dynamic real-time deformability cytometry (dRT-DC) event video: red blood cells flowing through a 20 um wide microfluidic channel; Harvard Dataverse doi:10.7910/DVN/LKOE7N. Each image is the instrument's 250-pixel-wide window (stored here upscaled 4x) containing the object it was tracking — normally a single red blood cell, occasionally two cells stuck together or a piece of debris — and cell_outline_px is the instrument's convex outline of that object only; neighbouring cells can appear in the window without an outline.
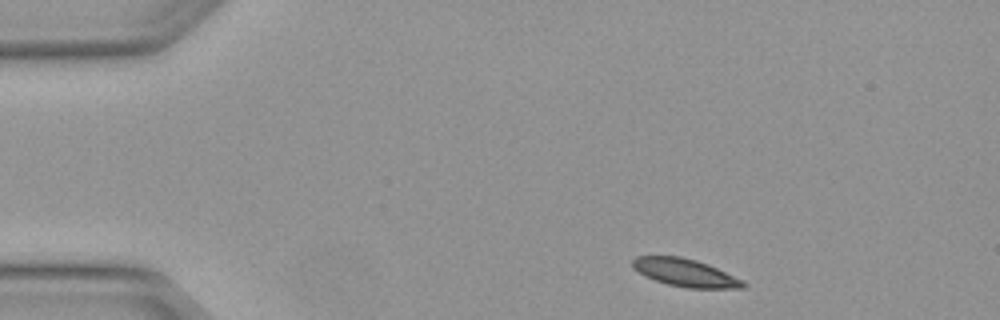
{"species": "Egyptian fruit bat (a non-hibernating species)", "species_latin": "Rousettus aegyptiacus", "temperature_condition": "warm", "stored_images_in_passage": 3, "camera_frame_rate_fps": 3000, "um_per_image_px": 0.085, "animal": {"sex": "female"}, "frame": {"image": 1, "passage_image": 1, "time_ms": 0.0, "image_size_px": [1000, 320], "cell_outline_px": [[748, 284], [744, 288], [684, 288], [668, 284], [644, 276], [632, 268], [632, 260], [636, 256], [680, 256], [696, 260], [708, 264], [744, 280]], "centroid_in_image_um": [58.25, 23.18], "position_along_channel_um": 26.7, "area_um2": 18.03}}
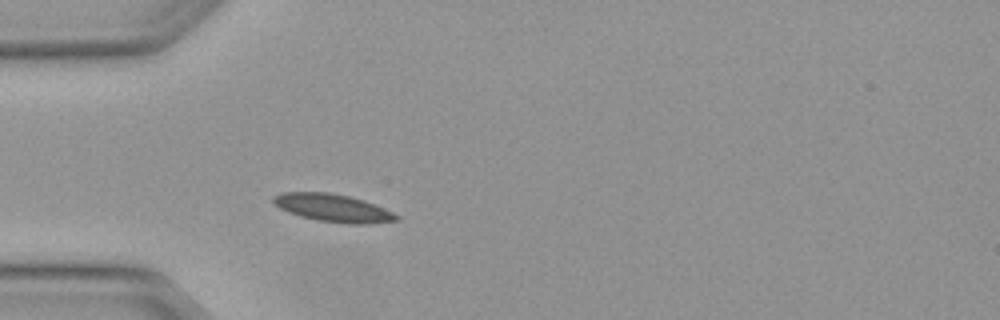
{"frame": {"image": 2, "passage_image": 3, "time_ms": 0.667, "image_size_px": [1000, 320], "cell_outline_px": [[400, 220], [368, 224], [344, 224], [316, 220], [300, 216], [288, 212], [280, 208], [272, 200], [272, 196], [280, 192], [328, 192], [348, 196], [364, 200], [392, 212], [400, 216]], "centroid_in_image_um": [28.3, 17.68], "position_along_channel_um": 56.7, "area_um2": 20.0}}